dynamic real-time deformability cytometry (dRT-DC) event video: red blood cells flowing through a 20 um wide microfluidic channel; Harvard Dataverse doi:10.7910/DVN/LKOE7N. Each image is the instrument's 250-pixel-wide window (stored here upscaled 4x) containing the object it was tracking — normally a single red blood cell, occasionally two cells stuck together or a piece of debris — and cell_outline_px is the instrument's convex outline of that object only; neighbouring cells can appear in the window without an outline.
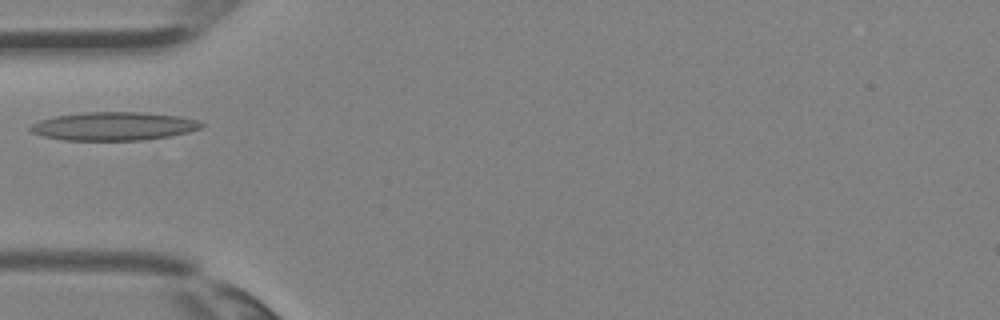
{"species": "Egyptian fruit bat (a non-hibernating species)", "species_latin": "Rousettus aegyptiacus", "temperature_condition": "room temperature", "stored_images_in_passage": 1, "camera_frame_rate_fps": 3000, "um_per_image_px": 0.085, "animal": {"sex": "female"}, "frame": {"image": 1, "passage_image": 1, "time_ms": 0.0, "image_size_px": [1000, 320], "cell_outline_px": [[204, 124], [200, 128], [188, 132], [168, 136], [140, 140], [64, 140], [44, 136], [32, 132], [28, 128], [32, 124], [40, 120], [56, 116], [84, 112], [144, 112], [180, 116], [196, 120]], "centroid_in_image_um": [9.66, 10.72], "position_along_channel_um": 75.3, "area_um2": 28.09}}